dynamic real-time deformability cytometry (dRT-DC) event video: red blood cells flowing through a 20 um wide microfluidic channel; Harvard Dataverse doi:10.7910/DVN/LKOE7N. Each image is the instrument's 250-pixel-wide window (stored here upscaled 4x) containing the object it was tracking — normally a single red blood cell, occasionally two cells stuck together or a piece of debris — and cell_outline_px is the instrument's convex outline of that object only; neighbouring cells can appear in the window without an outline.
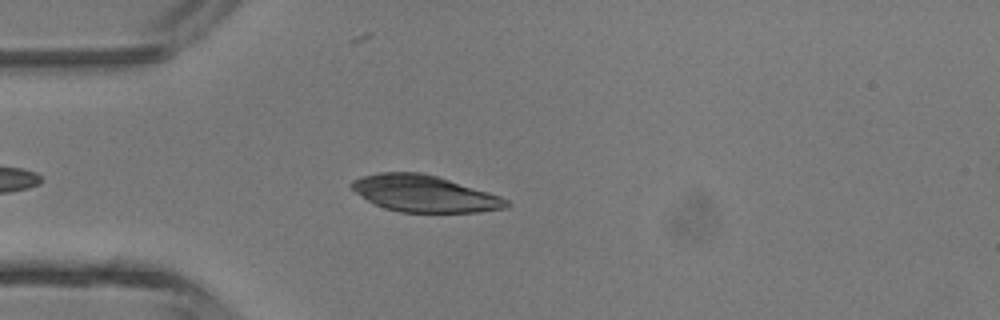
{"species": "common noctule bat (a hibernating species)", "species_latin": "Nyctalus noctula", "temperature_condition": "room temperature", "stored_images_in_passage": 32, "camera_frame_rate_fps": 3000, "um_per_image_px": 0.085, "animal": {"sex": "male", "body_mass_g": 13.3}, "frame": {"image": 1, "passage_image": 1, "time_ms": 0.0, "image_size_px": [1000, 320], "cell_outline_px": [[512, 204], [504, 208], [480, 212], [400, 212], [384, 208], [368, 200], [356, 192], [348, 184], [352, 180], [364, 176], [380, 172], [420, 172], [436, 176], [488, 192], [500, 196], [508, 200]], "centroid_in_image_um": [36.07, 16.46], "position_along_channel_um": 48.9, "area_um2": 32.71}}
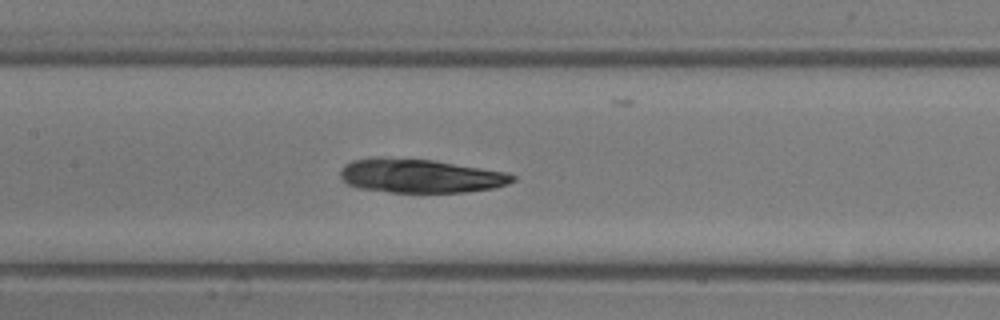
{"frame": {"image": 2, "passage_image": 10, "time_ms": 3.0, "image_size_px": [1000, 320], "cell_outline_px": [[516, 180], [508, 184], [492, 188], [464, 192], [388, 192], [360, 188], [348, 184], [340, 176], [340, 168], [344, 164], [352, 160], [380, 156], [432, 160], [508, 172], [516, 176]], "centroid_in_image_um": [35.71, 14.94], "position_along_channel_um": 171.7, "area_um2": 34.16}}
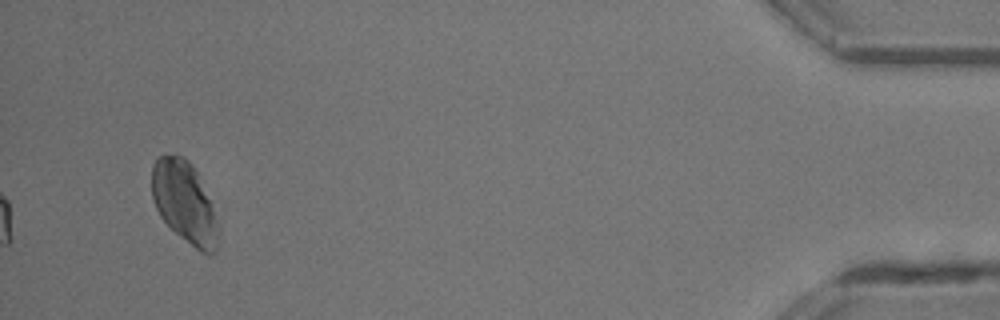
{"frame": {"image": 3, "passage_image": 32, "time_ms": 10.333, "image_size_px": [1000, 320], "cell_outline_px": [[220, 232], [216, 252], [200, 252], [180, 236], [160, 216], [152, 200], [152, 164], [156, 156], [184, 156], [188, 160], [200, 176], [220, 228]], "centroid_in_image_um": [15.69, 17.19], "position_along_channel_um": 419.5, "area_um2": 31.56}}